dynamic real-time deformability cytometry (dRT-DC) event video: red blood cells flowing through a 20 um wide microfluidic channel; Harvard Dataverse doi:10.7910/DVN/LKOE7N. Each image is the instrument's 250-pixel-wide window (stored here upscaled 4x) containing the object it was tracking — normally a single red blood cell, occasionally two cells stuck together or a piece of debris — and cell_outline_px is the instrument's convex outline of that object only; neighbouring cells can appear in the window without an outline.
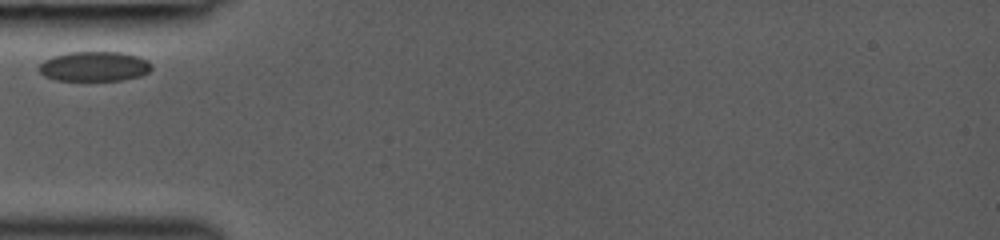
{"species": "common noctule bat (a hibernating species)", "species_latin": "Nyctalus noctula", "temperature_condition": "room temperature", "stored_images_in_passage": 26, "camera_frame_rate_fps": 3000, "um_per_image_px": 0.085, "animal": {"sex": "female", "body_mass_g": 19.0, "forearm_length_mm": 53.3}, "frame": {"image": 1, "passage_image": 1, "time_ms": 0.0, "image_size_px": [1000, 240], "cell_outline_px": [[152, 68], [148, 72], [140, 76], [124, 80], [56, 80], [44, 76], [40, 72], [40, 64], [44, 60], [52, 56], [68, 52], [120, 52], [136, 56], [148, 60], [152, 64]], "centroid_in_image_um": [8.03, 5.64], "position_along_channel_um": 77.0, "area_um2": 19.54}}
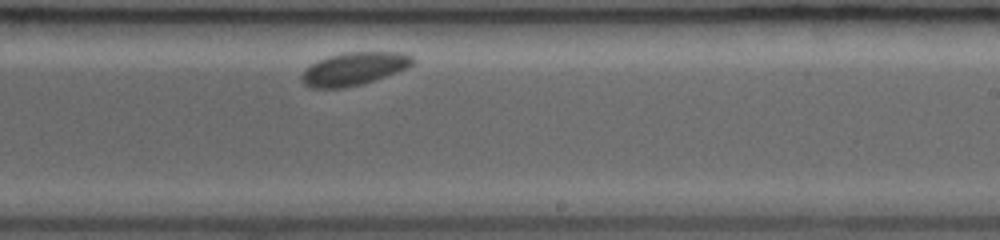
{"frame": {"image": 2, "passage_image": 15, "time_ms": 4.667, "image_size_px": [1000, 240], "cell_outline_px": [[416, 60], [408, 68], [360, 84], [344, 88], [312, 88], [304, 84], [300, 80], [300, 76], [304, 68], [328, 56], [344, 52], [404, 52], [412, 56]], "centroid_in_image_um": [30.07, 5.84], "position_along_channel_um": 258.9, "area_um2": 21.27}}
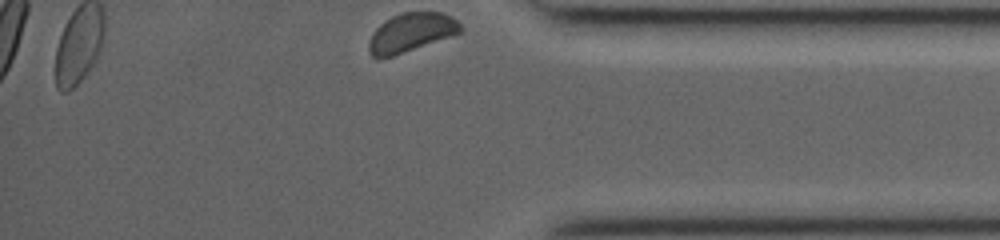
{"frame": {"image": 3, "passage_image": 26, "time_ms": 8.333, "image_size_px": [1000, 240], "cell_outline_px": [[464, 28], [460, 32], [392, 56], [372, 56], [368, 52], [368, 40], [372, 32], [384, 20], [392, 16], [404, 12], [440, 12], [452, 16]], "centroid_in_image_um": [34.91, 2.73], "position_along_channel_um": 400.3, "area_um2": 20.35}}